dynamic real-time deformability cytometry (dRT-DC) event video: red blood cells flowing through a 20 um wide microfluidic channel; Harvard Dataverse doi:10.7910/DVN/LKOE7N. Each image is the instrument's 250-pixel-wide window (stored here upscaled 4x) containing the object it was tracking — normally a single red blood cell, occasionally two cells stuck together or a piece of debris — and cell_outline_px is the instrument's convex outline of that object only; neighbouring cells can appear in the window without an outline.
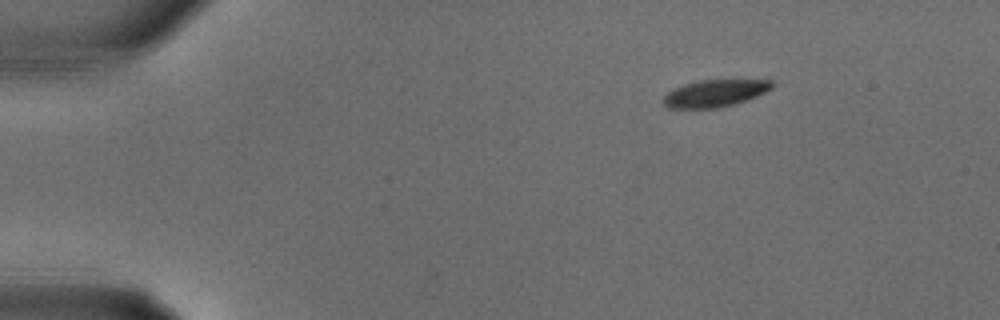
{"species": "common noctule bat (a hibernating species)", "species_latin": "Nyctalus noctula", "temperature_condition": "warm", "stored_images_in_passage": 10, "camera_frame_rate_fps": 3000, "um_per_image_px": 0.085, "animal": {"sex": "male", "body_mass_g": 18.8}, "frame": {"image": 1, "passage_image": 1, "time_ms": 0.0, "image_size_px": [1000, 320], "cell_outline_px": [[776, 84], [772, 88], [756, 96], [736, 104], [720, 108], [668, 108], [664, 104], [664, 96], [672, 88], [684, 84], [700, 80], [772, 80]], "centroid_in_image_um": [60.78, 7.93], "position_along_channel_um": 24.2, "area_um2": 17.22}}
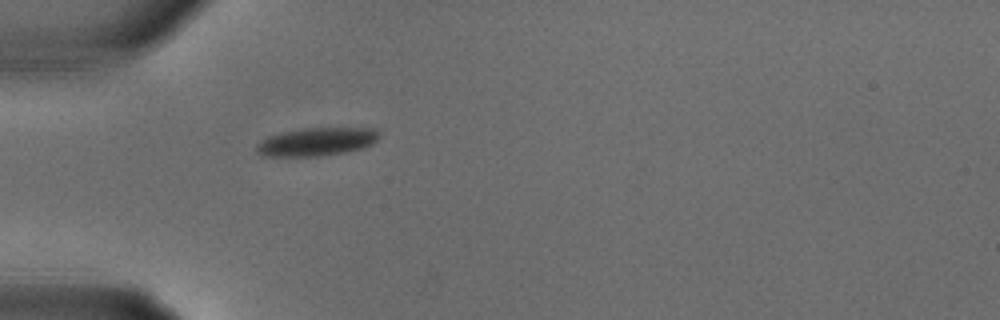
{"frame": {"image": 2, "passage_image": 6, "time_ms": 1.667, "image_size_px": [1000, 320], "cell_outline_px": [[380, 136], [372, 144], [364, 148], [344, 152], [320, 156], [260, 156], [256, 152], [256, 144], [268, 136], [280, 132], [304, 128], [376, 128], [380, 132]], "centroid_in_image_um": [26.91, 12.04], "position_along_channel_um": 58.1, "area_um2": 20.35}}